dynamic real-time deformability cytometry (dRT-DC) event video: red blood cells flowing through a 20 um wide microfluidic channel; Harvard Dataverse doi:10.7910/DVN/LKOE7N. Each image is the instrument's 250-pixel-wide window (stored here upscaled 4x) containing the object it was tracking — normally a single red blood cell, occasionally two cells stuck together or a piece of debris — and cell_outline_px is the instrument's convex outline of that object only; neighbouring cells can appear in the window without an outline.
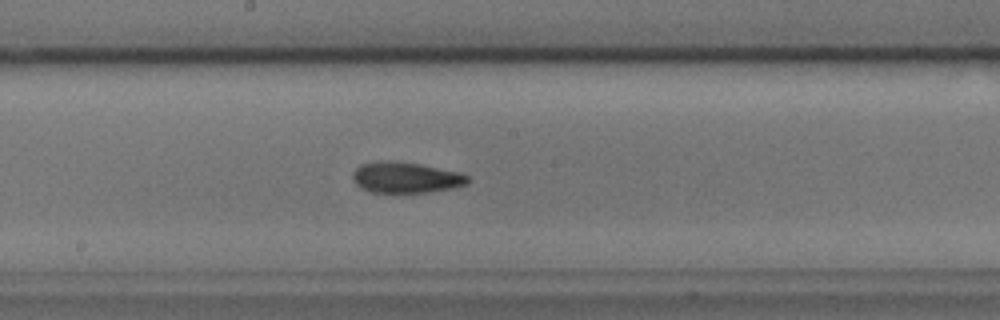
{"species": "common noctule bat (a hibernating species)", "species_latin": "Nyctalus noctula", "temperature_condition": "cold", "stored_images_in_passage": 47, "camera_frame_rate_fps": 3000, "um_per_image_px": 0.085, "animal": {"sex": "male", "body_mass_g": 17.9, "forearm_length_mm": 54.2}, "frame": {"image": 1, "passage_image": 21, "time_ms": 6.667, "image_size_px": [1000, 320], "cell_outline_px": [[472, 180], [468, 184], [452, 188], [428, 192], [372, 192], [360, 188], [352, 180], [352, 172], [360, 164], [384, 160], [392, 160], [420, 164], [456, 172], [468, 176]], "centroid_in_image_um": [34.46, 15.08], "position_along_channel_um": 213.7, "area_um2": 20.75}, "authors_computed_cell_mechanics": {"area_um2": 19.941, "velocity_mm_per_s": 3.7637, "shape_relaxation_time_tau1_ms": 3.5939, "shape_relaxation_time_tau2_ms": 4.4172, "deformation_change_tau1": 0.1217, "deformation_change_tau2": 0.1135}}